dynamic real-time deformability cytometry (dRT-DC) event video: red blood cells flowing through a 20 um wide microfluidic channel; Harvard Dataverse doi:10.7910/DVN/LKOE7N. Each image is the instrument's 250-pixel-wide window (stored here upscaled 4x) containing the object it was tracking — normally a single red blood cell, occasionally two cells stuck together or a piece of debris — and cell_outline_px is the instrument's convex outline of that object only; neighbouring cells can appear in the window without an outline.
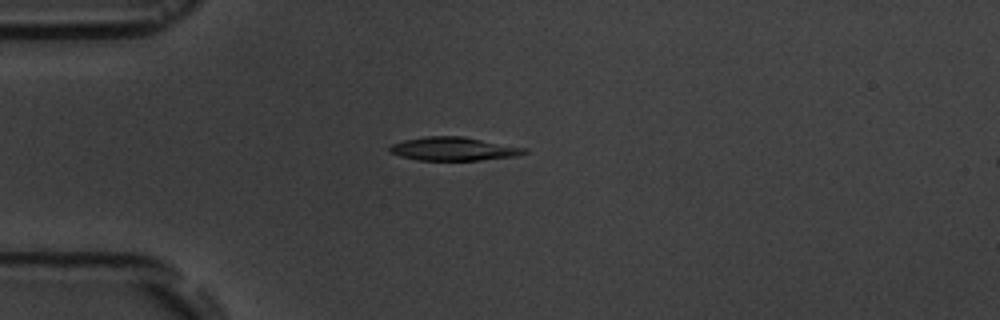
{"species": "common noctule bat (a hibernating species)", "species_latin": "Nyctalus noctula", "temperature_condition": "room temperature", "stored_images_in_passage": 8, "camera_frame_rate_fps": 3000, "um_per_image_px": 0.085, "animal": {"sex": "male", "body_mass_g": 19.5, "forearm_length_mm": 54.6}, "frame": {"image": 1, "passage_image": 4, "time_ms": 3.667, "image_size_px": [1000, 320], "cell_outline_px": [[528, 152], [516, 156], [480, 160], [420, 160], [400, 156], [388, 152], [388, 148], [392, 144], [404, 140], [424, 136], [464, 136], [528, 148]], "centroid_in_image_um": [38.57, 12.64], "position_along_channel_um": 46.4, "area_um2": 18.55}}
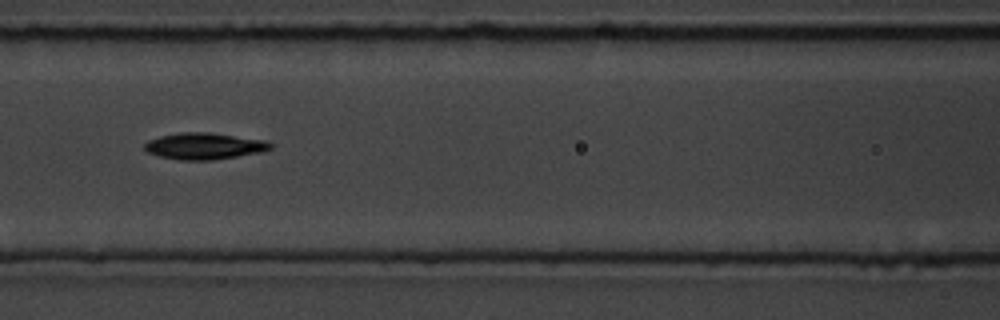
{"frame": {"image": 2, "passage_image": 7, "time_ms": 7.0, "image_size_px": [1000, 320], "cell_outline_px": [[276, 144], [272, 148], [260, 152], [212, 160], [180, 160], [160, 156], [148, 152], [144, 148], [144, 144], [148, 140], [160, 136], [180, 132], [212, 132], [268, 140]], "centroid_in_image_um": [17.42, 12.4], "position_along_channel_um": 149.2, "area_um2": 19.65}}
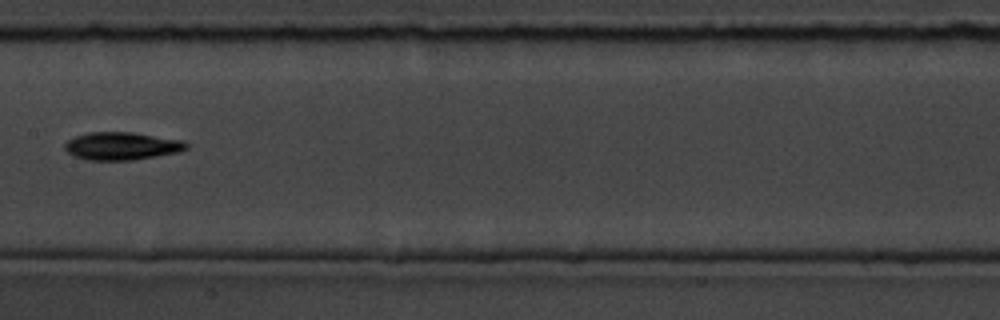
{"frame": {"image": 3, "passage_image": 8, "time_ms": 8.333, "image_size_px": [1000, 320], "cell_outline_px": [[188, 148], [180, 152], [132, 160], [88, 160], [76, 156], [68, 152], [64, 148], [64, 144], [68, 140], [76, 136], [88, 132], [132, 132], [184, 140], [188, 144]], "centroid_in_image_um": [10.38, 12.4], "position_along_channel_um": 197.0, "area_um2": 19.71}}